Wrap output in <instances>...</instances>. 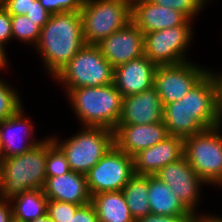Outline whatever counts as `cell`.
Masks as SVG:
<instances>
[{
    "label": "cell",
    "mask_w": 222,
    "mask_h": 222,
    "mask_svg": "<svg viewBox=\"0 0 222 222\" xmlns=\"http://www.w3.org/2000/svg\"><path fill=\"white\" fill-rule=\"evenodd\" d=\"M169 135L185 139L219 126L216 87L209 72L179 101L163 108Z\"/></svg>",
    "instance_id": "cell-1"
},
{
    "label": "cell",
    "mask_w": 222,
    "mask_h": 222,
    "mask_svg": "<svg viewBox=\"0 0 222 222\" xmlns=\"http://www.w3.org/2000/svg\"><path fill=\"white\" fill-rule=\"evenodd\" d=\"M85 44L79 11H64L50 15L35 48L54 78Z\"/></svg>",
    "instance_id": "cell-2"
},
{
    "label": "cell",
    "mask_w": 222,
    "mask_h": 222,
    "mask_svg": "<svg viewBox=\"0 0 222 222\" xmlns=\"http://www.w3.org/2000/svg\"><path fill=\"white\" fill-rule=\"evenodd\" d=\"M66 94L83 127H102L114 131L118 126L123 96L114 83L99 87H79Z\"/></svg>",
    "instance_id": "cell-3"
},
{
    "label": "cell",
    "mask_w": 222,
    "mask_h": 222,
    "mask_svg": "<svg viewBox=\"0 0 222 222\" xmlns=\"http://www.w3.org/2000/svg\"><path fill=\"white\" fill-rule=\"evenodd\" d=\"M47 139L26 153L0 160V199L10 200L46 181Z\"/></svg>",
    "instance_id": "cell-4"
},
{
    "label": "cell",
    "mask_w": 222,
    "mask_h": 222,
    "mask_svg": "<svg viewBox=\"0 0 222 222\" xmlns=\"http://www.w3.org/2000/svg\"><path fill=\"white\" fill-rule=\"evenodd\" d=\"M66 92L114 83V68L97 45L85 44L53 78Z\"/></svg>",
    "instance_id": "cell-5"
},
{
    "label": "cell",
    "mask_w": 222,
    "mask_h": 222,
    "mask_svg": "<svg viewBox=\"0 0 222 222\" xmlns=\"http://www.w3.org/2000/svg\"><path fill=\"white\" fill-rule=\"evenodd\" d=\"M62 151L71 171L86 174L110 150L114 143V131L102 127H82L64 141L52 137Z\"/></svg>",
    "instance_id": "cell-6"
},
{
    "label": "cell",
    "mask_w": 222,
    "mask_h": 222,
    "mask_svg": "<svg viewBox=\"0 0 222 222\" xmlns=\"http://www.w3.org/2000/svg\"><path fill=\"white\" fill-rule=\"evenodd\" d=\"M86 44H98L131 19V0H84L79 11Z\"/></svg>",
    "instance_id": "cell-7"
},
{
    "label": "cell",
    "mask_w": 222,
    "mask_h": 222,
    "mask_svg": "<svg viewBox=\"0 0 222 222\" xmlns=\"http://www.w3.org/2000/svg\"><path fill=\"white\" fill-rule=\"evenodd\" d=\"M220 125L184 139V156L197 175L208 185L222 178V135Z\"/></svg>",
    "instance_id": "cell-8"
},
{
    "label": "cell",
    "mask_w": 222,
    "mask_h": 222,
    "mask_svg": "<svg viewBox=\"0 0 222 222\" xmlns=\"http://www.w3.org/2000/svg\"><path fill=\"white\" fill-rule=\"evenodd\" d=\"M192 27V20H188L183 25L145 33L144 55L156 66L188 61L185 52L193 37Z\"/></svg>",
    "instance_id": "cell-9"
},
{
    "label": "cell",
    "mask_w": 222,
    "mask_h": 222,
    "mask_svg": "<svg viewBox=\"0 0 222 222\" xmlns=\"http://www.w3.org/2000/svg\"><path fill=\"white\" fill-rule=\"evenodd\" d=\"M134 174V158L114 144L85 175L92 196L102 192L122 191Z\"/></svg>",
    "instance_id": "cell-10"
},
{
    "label": "cell",
    "mask_w": 222,
    "mask_h": 222,
    "mask_svg": "<svg viewBox=\"0 0 222 222\" xmlns=\"http://www.w3.org/2000/svg\"><path fill=\"white\" fill-rule=\"evenodd\" d=\"M207 73L208 69L195 65L190 59L179 64L156 66L154 88L165 106L181 100Z\"/></svg>",
    "instance_id": "cell-11"
},
{
    "label": "cell",
    "mask_w": 222,
    "mask_h": 222,
    "mask_svg": "<svg viewBox=\"0 0 222 222\" xmlns=\"http://www.w3.org/2000/svg\"><path fill=\"white\" fill-rule=\"evenodd\" d=\"M166 183L183 205L194 215H198L196 207L200 201L202 184H206L190 166L185 156L173 163H169L156 174Z\"/></svg>",
    "instance_id": "cell-12"
},
{
    "label": "cell",
    "mask_w": 222,
    "mask_h": 222,
    "mask_svg": "<svg viewBox=\"0 0 222 222\" xmlns=\"http://www.w3.org/2000/svg\"><path fill=\"white\" fill-rule=\"evenodd\" d=\"M144 33L131 21L96 44L113 68L144 55Z\"/></svg>",
    "instance_id": "cell-13"
},
{
    "label": "cell",
    "mask_w": 222,
    "mask_h": 222,
    "mask_svg": "<svg viewBox=\"0 0 222 222\" xmlns=\"http://www.w3.org/2000/svg\"><path fill=\"white\" fill-rule=\"evenodd\" d=\"M24 112L23 106H21L13 115L0 121L2 158L26 153L42 142V140L35 141L31 138L33 137L34 126H32L29 118L25 117Z\"/></svg>",
    "instance_id": "cell-14"
},
{
    "label": "cell",
    "mask_w": 222,
    "mask_h": 222,
    "mask_svg": "<svg viewBox=\"0 0 222 222\" xmlns=\"http://www.w3.org/2000/svg\"><path fill=\"white\" fill-rule=\"evenodd\" d=\"M168 136L164 122L118 124L114 130V143L120 150L134 157L140 151L156 145Z\"/></svg>",
    "instance_id": "cell-15"
},
{
    "label": "cell",
    "mask_w": 222,
    "mask_h": 222,
    "mask_svg": "<svg viewBox=\"0 0 222 222\" xmlns=\"http://www.w3.org/2000/svg\"><path fill=\"white\" fill-rule=\"evenodd\" d=\"M184 156V139L169 135L163 141L137 153L134 158V172L138 175H155L169 163Z\"/></svg>",
    "instance_id": "cell-16"
},
{
    "label": "cell",
    "mask_w": 222,
    "mask_h": 222,
    "mask_svg": "<svg viewBox=\"0 0 222 222\" xmlns=\"http://www.w3.org/2000/svg\"><path fill=\"white\" fill-rule=\"evenodd\" d=\"M131 19L144 34L183 25L189 20L183 13L149 0H131Z\"/></svg>",
    "instance_id": "cell-17"
},
{
    "label": "cell",
    "mask_w": 222,
    "mask_h": 222,
    "mask_svg": "<svg viewBox=\"0 0 222 222\" xmlns=\"http://www.w3.org/2000/svg\"><path fill=\"white\" fill-rule=\"evenodd\" d=\"M156 65L146 56L114 68V84L123 97L154 87Z\"/></svg>",
    "instance_id": "cell-18"
},
{
    "label": "cell",
    "mask_w": 222,
    "mask_h": 222,
    "mask_svg": "<svg viewBox=\"0 0 222 222\" xmlns=\"http://www.w3.org/2000/svg\"><path fill=\"white\" fill-rule=\"evenodd\" d=\"M163 108L162 100L154 87L135 95L125 96L118 124L163 122Z\"/></svg>",
    "instance_id": "cell-19"
},
{
    "label": "cell",
    "mask_w": 222,
    "mask_h": 222,
    "mask_svg": "<svg viewBox=\"0 0 222 222\" xmlns=\"http://www.w3.org/2000/svg\"><path fill=\"white\" fill-rule=\"evenodd\" d=\"M43 191L48 199L81 206L90 203L92 197L86 175L74 171L56 177H46Z\"/></svg>",
    "instance_id": "cell-20"
},
{
    "label": "cell",
    "mask_w": 222,
    "mask_h": 222,
    "mask_svg": "<svg viewBox=\"0 0 222 222\" xmlns=\"http://www.w3.org/2000/svg\"><path fill=\"white\" fill-rule=\"evenodd\" d=\"M148 200L151 214L194 216L172 189L155 175H148Z\"/></svg>",
    "instance_id": "cell-21"
},
{
    "label": "cell",
    "mask_w": 222,
    "mask_h": 222,
    "mask_svg": "<svg viewBox=\"0 0 222 222\" xmlns=\"http://www.w3.org/2000/svg\"><path fill=\"white\" fill-rule=\"evenodd\" d=\"M98 222H135L122 191L102 192L92 195Z\"/></svg>",
    "instance_id": "cell-22"
},
{
    "label": "cell",
    "mask_w": 222,
    "mask_h": 222,
    "mask_svg": "<svg viewBox=\"0 0 222 222\" xmlns=\"http://www.w3.org/2000/svg\"><path fill=\"white\" fill-rule=\"evenodd\" d=\"M13 218L28 222L47 214L48 198L43 189L28 190L10 199Z\"/></svg>",
    "instance_id": "cell-23"
},
{
    "label": "cell",
    "mask_w": 222,
    "mask_h": 222,
    "mask_svg": "<svg viewBox=\"0 0 222 222\" xmlns=\"http://www.w3.org/2000/svg\"><path fill=\"white\" fill-rule=\"evenodd\" d=\"M122 192L134 220L151 214L148 200V176L134 174Z\"/></svg>",
    "instance_id": "cell-24"
},
{
    "label": "cell",
    "mask_w": 222,
    "mask_h": 222,
    "mask_svg": "<svg viewBox=\"0 0 222 222\" xmlns=\"http://www.w3.org/2000/svg\"><path fill=\"white\" fill-rule=\"evenodd\" d=\"M11 29L13 39L24 44H33L34 48L40 38L41 28L26 15H11Z\"/></svg>",
    "instance_id": "cell-25"
},
{
    "label": "cell",
    "mask_w": 222,
    "mask_h": 222,
    "mask_svg": "<svg viewBox=\"0 0 222 222\" xmlns=\"http://www.w3.org/2000/svg\"><path fill=\"white\" fill-rule=\"evenodd\" d=\"M70 167L65 155L53 143L52 138H47L46 177H56L70 172Z\"/></svg>",
    "instance_id": "cell-26"
},
{
    "label": "cell",
    "mask_w": 222,
    "mask_h": 222,
    "mask_svg": "<svg viewBox=\"0 0 222 222\" xmlns=\"http://www.w3.org/2000/svg\"><path fill=\"white\" fill-rule=\"evenodd\" d=\"M16 92L4 79H0V121L13 115L22 106Z\"/></svg>",
    "instance_id": "cell-27"
},
{
    "label": "cell",
    "mask_w": 222,
    "mask_h": 222,
    "mask_svg": "<svg viewBox=\"0 0 222 222\" xmlns=\"http://www.w3.org/2000/svg\"><path fill=\"white\" fill-rule=\"evenodd\" d=\"M150 2L159 5L166 6L173 10L183 13L189 20H193L194 16L200 12V10L206 4L208 0H149Z\"/></svg>",
    "instance_id": "cell-28"
},
{
    "label": "cell",
    "mask_w": 222,
    "mask_h": 222,
    "mask_svg": "<svg viewBox=\"0 0 222 222\" xmlns=\"http://www.w3.org/2000/svg\"><path fill=\"white\" fill-rule=\"evenodd\" d=\"M81 205L48 199L47 214L52 222H69Z\"/></svg>",
    "instance_id": "cell-29"
},
{
    "label": "cell",
    "mask_w": 222,
    "mask_h": 222,
    "mask_svg": "<svg viewBox=\"0 0 222 222\" xmlns=\"http://www.w3.org/2000/svg\"><path fill=\"white\" fill-rule=\"evenodd\" d=\"M84 0H40L51 14L64 11H80Z\"/></svg>",
    "instance_id": "cell-30"
},
{
    "label": "cell",
    "mask_w": 222,
    "mask_h": 222,
    "mask_svg": "<svg viewBox=\"0 0 222 222\" xmlns=\"http://www.w3.org/2000/svg\"><path fill=\"white\" fill-rule=\"evenodd\" d=\"M35 0H0L10 15H26L32 9Z\"/></svg>",
    "instance_id": "cell-31"
},
{
    "label": "cell",
    "mask_w": 222,
    "mask_h": 222,
    "mask_svg": "<svg viewBox=\"0 0 222 222\" xmlns=\"http://www.w3.org/2000/svg\"><path fill=\"white\" fill-rule=\"evenodd\" d=\"M12 38L11 15L0 3V44L5 47Z\"/></svg>",
    "instance_id": "cell-32"
},
{
    "label": "cell",
    "mask_w": 222,
    "mask_h": 222,
    "mask_svg": "<svg viewBox=\"0 0 222 222\" xmlns=\"http://www.w3.org/2000/svg\"><path fill=\"white\" fill-rule=\"evenodd\" d=\"M50 15L51 13L42 6L40 0H35L32 9L26 14V16L34 21L41 29L48 22Z\"/></svg>",
    "instance_id": "cell-33"
},
{
    "label": "cell",
    "mask_w": 222,
    "mask_h": 222,
    "mask_svg": "<svg viewBox=\"0 0 222 222\" xmlns=\"http://www.w3.org/2000/svg\"><path fill=\"white\" fill-rule=\"evenodd\" d=\"M69 222H98L96 210L92 203L80 206Z\"/></svg>",
    "instance_id": "cell-34"
},
{
    "label": "cell",
    "mask_w": 222,
    "mask_h": 222,
    "mask_svg": "<svg viewBox=\"0 0 222 222\" xmlns=\"http://www.w3.org/2000/svg\"><path fill=\"white\" fill-rule=\"evenodd\" d=\"M195 216L155 215L149 214L136 219L135 222H191Z\"/></svg>",
    "instance_id": "cell-35"
},
{
    "label": "cell",
    "mask_w": 222,
    "mask_h": 222,
    "mask_svg": "<svg viewBox=\"0 0 222 222\" xmlns=\"http://www.w3.org/2000/svg\"><path fill=\"white\" fill-rule=\"evenodd\" d=\"M209 74L211 75L215 87H216V101H217V114L219 125H222V74L216 73L208 69Z\"/></svg>",
    "instance_id": "cell-36"
},
{
    "label": "cell",
    "mask_w": 222,
    "mask_h": 222,
    "mask_svg": "<svg viewBox=\"0 0 222 222\" xmlns=\"http://www.w3.org/2000/svg\"><path fill=\"white\" fill-rule=\"evenodd\" d=\"M13 218L10 200L0 199V222H9Z\"/></svg>",
    "instance_id": "cell-37"
},
{
    "label": "cell",
    "mask_w": 222,
    "mask_h": 222,
    "mask_svg": "<svg viewBox=\"0 0 222 222\" xmlns=\"http://www.w3.org/2000/svg\"><path fill=\"white\" fill-rule=\"evenodd\" d=\"M191 222H222V217L215 215H196Z\"/></svg>",
    "instance_id": "cell-38"
},
{
    "label": "cell",
    "mask_w": 222,
    "mask_h": 222,
    "mask_svg": "<svg viewBox=\"0 0 222 222\" xmlns=\"http://www.w3.org/2000/svg\"><path fill=\"white\" fill-rule=\"evenodd\" d=\"M5 47L0 44V70H3L7 65V54L5 52Z\"/></svg>",
    "instance_id": "cell-39"
},
{
    "label": "cell",
    "mask_w": 222,
    "mask_h": 222,
    "mask_svg": "<svg viewBox=\"0 0 222 222\" xmlns=\"http://www.w3.org/2000/svg\"><path fill=\"white\" fill-rule=\"evenodd\" d=\"M28 222H52L48 216V214H45L41 217H38L34 220L28 221Z\"/></svg>",
    "instance_id": "cell-40"
},
{
    "label": "cell",
    "mask_w": 222,
    "mask_h": 222,
    "mask_svg": "<svg viewBox=\"0 0 222 222\" xmlns=\"http://www.w3.org/2000/svg\"><path fill=\"white\" fill-rule=\"evenodd\" d=\"M2 159V143H1V136H0V160Z\"/></svg>",
    "instance_id": "cell-41"
},
{
    "label": "cell",
    "mask_w": 222,
    "mask_h": 222,
    "mask_svg": "<svg viewBox=\"0 0 222 222\" xmlns=\"http://www.w3.org/2000/svg\"><path fill=\"white\" fill-rule=\"evenodd\" d=\"M9 222H22V221L12 218Z\"/></svg>",
    "instance_id": "cell-42"
},
{
    "label": "cell",
    "mask_w": 222,
    "mask_h": 222,
    "mask_svg": "<svg viewBox=\"0 0 222 222\" xmlns=\"http://www.w3.org/2000/svg\"><path fill=\"white\" fill-rule=\"evenodd\" d=\"M217 185H219V186L222 187V178H221V180L216 184V186H217Z\"/></svg>",
    "instance_id": "cell-43"
}]
</instances>
